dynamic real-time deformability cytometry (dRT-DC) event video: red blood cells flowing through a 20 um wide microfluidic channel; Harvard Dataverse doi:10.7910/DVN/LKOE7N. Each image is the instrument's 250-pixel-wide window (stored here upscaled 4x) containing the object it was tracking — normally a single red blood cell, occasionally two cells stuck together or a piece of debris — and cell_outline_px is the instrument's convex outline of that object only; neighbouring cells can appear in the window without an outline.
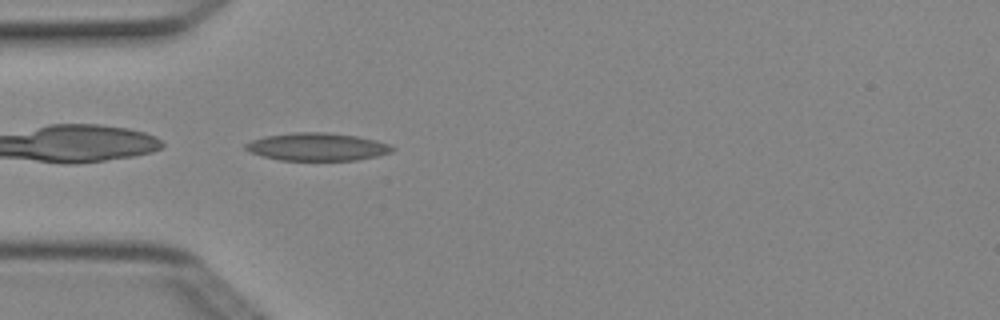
{"species": "Egyptian fruit bat (a non-hibernating species)", "species_latin": "Rousettus aegyptiacus", "temperature_condition": "cold", "stored_images_in_passage": 4, "camera_frame_rate_fps": 3000, "um_per_image_px": 0.085, "animal": {"sex": "female"}, "frame": {"image": 1, "passage_image": 4, "time_ms": 1.0, "image_size_px": [1000, 320], "cell_outline_px": [[396, 148], [392, 152], [376, 156], [356, 160], [280, 160], [264, 156], [252, 152], [244, 148], [244, 144], [252, 140], [268, 136], [296, 132], [324, 132], [356, 136], [376, 140], [388, 144]], "centroid_in_image_um": [26.99, 12.48], "position_along_channel_um": 58.0, "area_um2": 23.47}}